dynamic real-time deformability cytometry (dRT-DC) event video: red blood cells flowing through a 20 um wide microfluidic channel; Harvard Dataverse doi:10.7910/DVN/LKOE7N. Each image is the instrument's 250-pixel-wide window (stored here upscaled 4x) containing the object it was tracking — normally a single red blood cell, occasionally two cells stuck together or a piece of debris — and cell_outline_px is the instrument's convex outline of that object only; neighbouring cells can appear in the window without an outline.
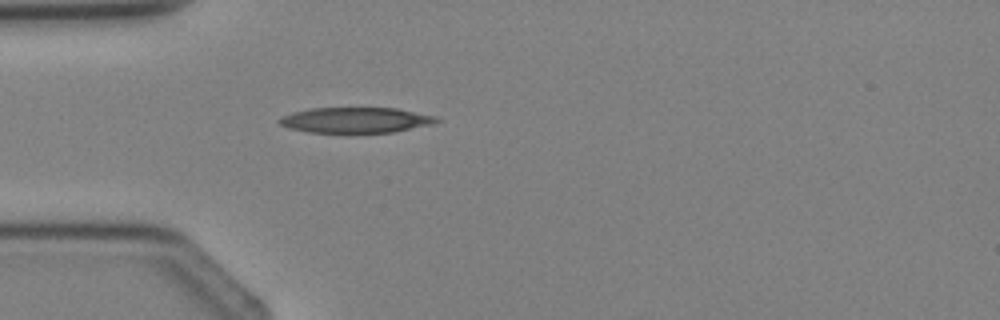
{"species": "Egyptian fruit bat (a non-hibernating species)", "species_latin": "Rousettus aegyptiacus", "temperature_condition": "cold", "stored_images_in_passage": 1, "camera_frame_rate_fps": 3000, "um_per_image_px": 0.085, "animal": {"sex": "female"}, "frame": {"image": 1, "passage_image": 1, "time_ms": 0.0, "image_size_px": [1000, 320], "cell_outline_px": [[440, 120], [432, 124], [392, 132], [308, 132], [288, 128], [280, 124], [276, 120], [280, 116], [292, 112], [312, 108], [396, 108], [436, 116]], "centroid_in_image_um": [30.18, 10.2], "position_along_channel_um": 54.8, "area_um2": 23.24}}